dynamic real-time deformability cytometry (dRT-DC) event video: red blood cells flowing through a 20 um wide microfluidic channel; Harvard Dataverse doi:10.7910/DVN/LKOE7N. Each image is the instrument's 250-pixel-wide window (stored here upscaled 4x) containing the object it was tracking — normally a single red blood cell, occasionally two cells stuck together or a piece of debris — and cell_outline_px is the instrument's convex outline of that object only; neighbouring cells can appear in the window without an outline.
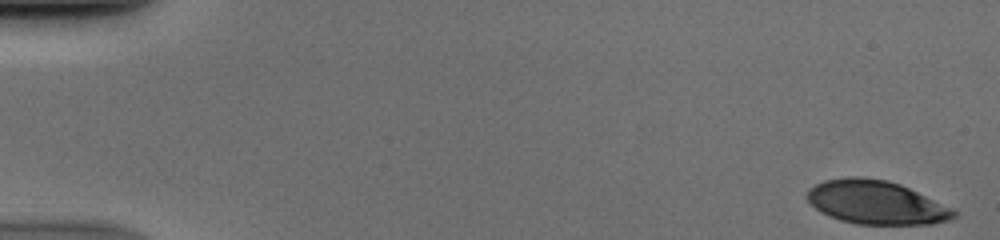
{"species": "human", "species_latin": "Homo sapiens", "temperature_condition": "cold", "stored_images_in_passage": 51, "camera_frame_rate_fps": 3000, "um_per_image_px": 0.085, "donor": {"sex": "male"}, "frame": {"image": 1, "passage_image": 1, "time_ms": 0.0, "image_size_px": [1000, 240], "cell_outline_px": [[956, 216], [948, 220], [932, 224], [856, 224], [840, 220], [828, 216], [820, 212], [804, 196], [808, 188], [824, 180], [848, 176], [856, 176], [888, 180], [900, 184], [952, 208], [956, 212]], "centroid_in_image_um": [74.42, 17.2], "position_along_channel_um": 10.6, "area_um2": 37.28}}
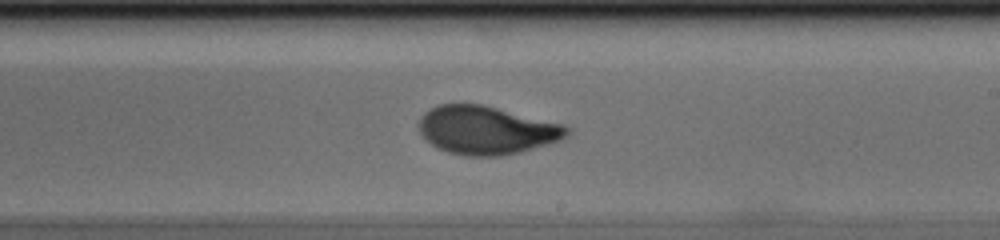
{"frame": {"image": 2, "passage_image": 31, "time_ms": 10.0, "image_size_px": [1000, 240], "cell_outline_px": [[572, 132], [568, 136], [560, 140], [548, 144], [520, 152], [500, 156], [464, 156], [448, 152], [436, 148], [424, 140], [416, 124], [420, 116], [428, 108], [436, 104], [484, 104], [564, 124], [572, 128]], "centroid_in_image_um": [41.33, 11.06], "position_along_channel_um": 247.7, "area_um2": 42.54}}
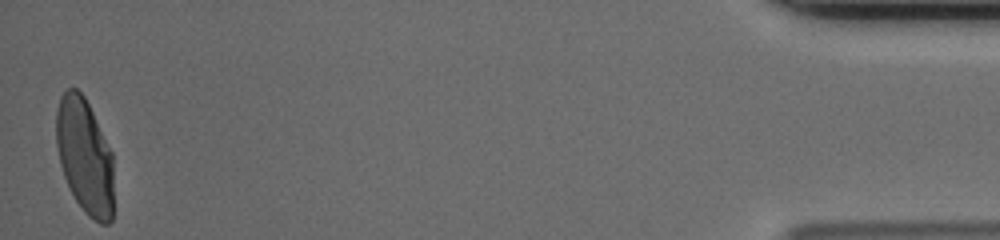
{"frame": {"image": 3, "passage_image": 51, "time_ms": 16.667, "image_size_px": [1000, 240], "cell_outline_px": [[112, 220], [108, 224], [100, 224], [88, 216], [84, 212], [76, 200], [64, 176], [60, 164], [56, 144], [56, 108], [60, 96], [68, 88], [76, 88], [84, 96], [112, 152]], "centroid_in_image_um": [7.19, 13.27], "position_along_channel_um": 428.0, "area_um2": 38.44}}